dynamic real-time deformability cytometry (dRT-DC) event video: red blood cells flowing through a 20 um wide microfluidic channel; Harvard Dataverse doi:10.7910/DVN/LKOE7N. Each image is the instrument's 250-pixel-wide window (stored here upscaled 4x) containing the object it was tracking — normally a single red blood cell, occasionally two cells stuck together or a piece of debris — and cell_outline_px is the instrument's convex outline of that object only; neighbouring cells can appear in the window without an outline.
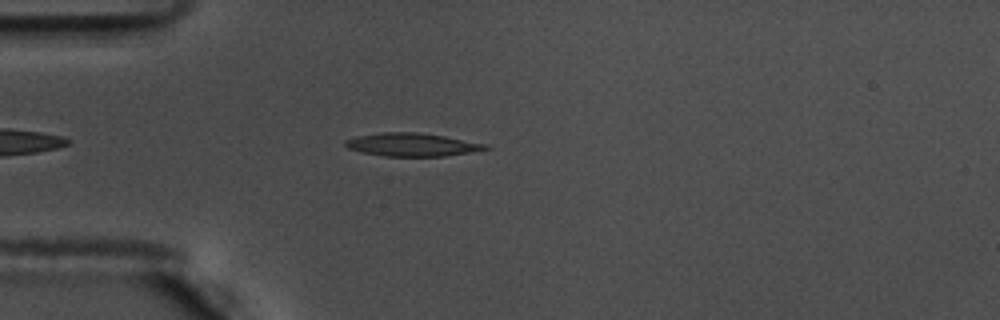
{"species": "common noctule bat (a hibernating species)", "species_latin": "Nyctalus noctula", "temperature_condition": "warm", "stored_images_in_passage": 46, "camera_frame_rate_fps": 3000, "um_per_image_px": 0.085, "animal": {"sex": "male", "body_mass_g": 17.5, "forearm_length_mm": 52.3}, "frame": {"image": 1, "passage_image": 6, "time_ms": 1.667, "image_size_px": [1000, 320], "cell_outline_px": [[492, 148], [444, 156], [384, 156], [360, 152], [348, 148], [344, 144], [344, 140], [356, 136], [380, 132], [416, 132], [444, 136], [488, 144]], "centroid_in_image_um": [34.98, 12.29], "position_along_channel_um": 50.0, "area_um2": 18.9}}
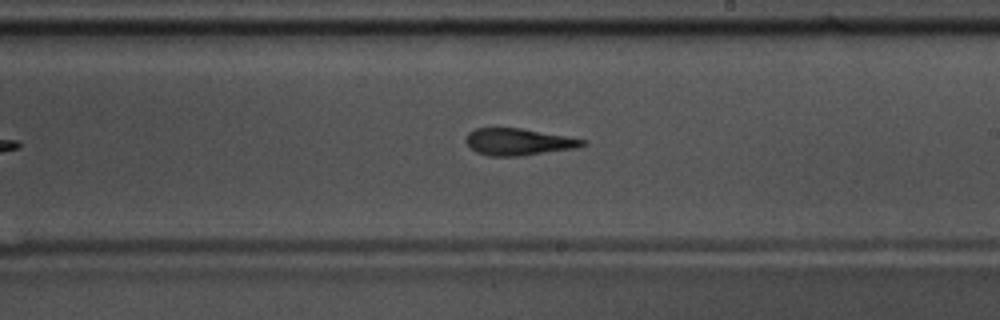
{"frame": {"image": 2, "passage_image": 23, "time_ms": 7.333, "image_size_px": [1000, 320], "cell_outline_px": [[588, 144], [576, 148], [520, 156], [488, 156], [476, 152], [464, 140], [468, 132], [476, 128], [520, 128], [588, 140]], "centroid_in_image_um": [44.07, 12.06], "position_along_channel_um": 244.9, "area_um2": 18.26}}
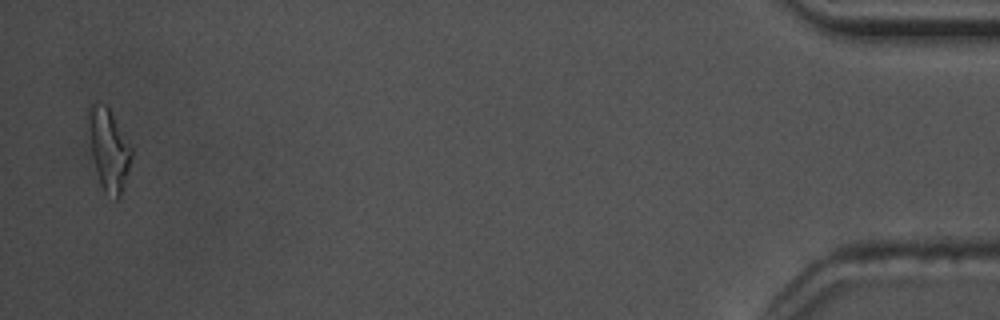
{"frame": {"image": 3, "passage_image": 45, "time_ms": 14.667, "image_size_px": [1000, 320], "cell_outline_px": [[132, 156], [120, 196], [116, 200], [104, 192], [100, 184], [96, 172], [92, 156], [88, 120], [88, 104], [104, 104], [108, 108], [132, 148]], "centroid_in_image_um": [9.23, 12.73], "position_along_channel_um": 426.0, "area_um2": 20.0}, "authors_computed_cell_mechanics": {"area_um2": 18.7561, "velocity_mm_per_s": 3.6643, "shape_relaxation_time_tau1_ms": 5.3095, "shape_relaxation_time_tau2_ms": 3.4392, "deformation_change_tau1": 0.2129, "deformation_change_tau2": 0.1573}}